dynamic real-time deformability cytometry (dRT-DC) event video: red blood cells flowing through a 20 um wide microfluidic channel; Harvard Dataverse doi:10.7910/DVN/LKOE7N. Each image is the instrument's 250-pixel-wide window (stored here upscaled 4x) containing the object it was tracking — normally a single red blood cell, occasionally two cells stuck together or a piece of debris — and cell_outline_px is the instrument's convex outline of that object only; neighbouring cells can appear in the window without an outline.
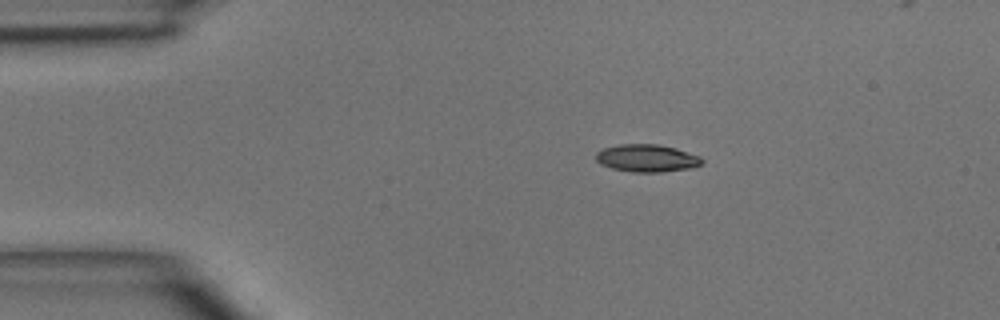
{"species": "common noctule bat (a hibernating species)", "species_latin": "Nyctalus noctula", "temperature_condition": "room temperature", "stored_images_in_passage": 3, "camera_frame_rate_fps": 3000, "um_per_image_px": 0.085, "animal": {"sex": "male", "body_mass_g": 15.6}, "frame": {"image": 1, "passage_image": 1, "time_ms": 0.0, "image_size_px": [1000, 320], "cell_outline_px": [[704, 160], [700, 164], [692, 168], [660, 172], [632, 172], [612, 168], [600, 164], [596, 160], [596, 152], [604, 148], [620, 144], [660, 144], [676, 148], [700, 156]], "centroid_in_image_um": [54.99, 13.44], "position_along_channel_um": 30.0, "area_um2": 17.05}}
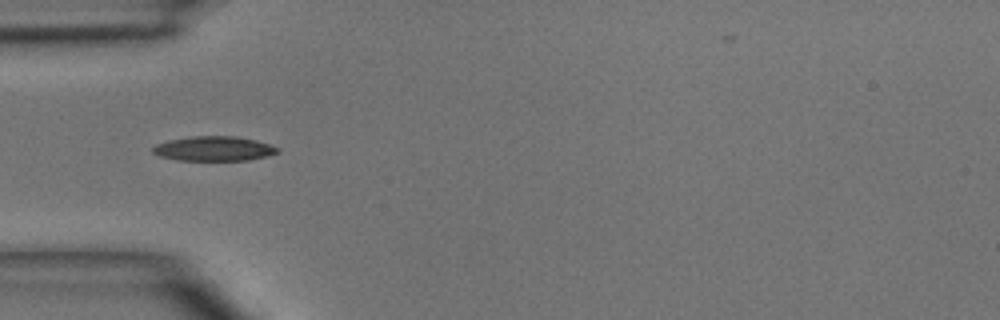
{"frame": {"image": 2, "passage_image": 2, "time_ms": 2.0, "image_size_px": [1000, 320], "cell_outline_px": [[280, 152], [268, 156], [248, 160], [176, 160], [160, 156], [152, 152], [152, 148], [156, 144], [168, 140], [192, 136], [236, 136], [256, 140], [280, 148]], "centroid_in_image_um": [18.19, 12.63], "position_along_channel_um": 66.8, "area_um2": 17.98}}
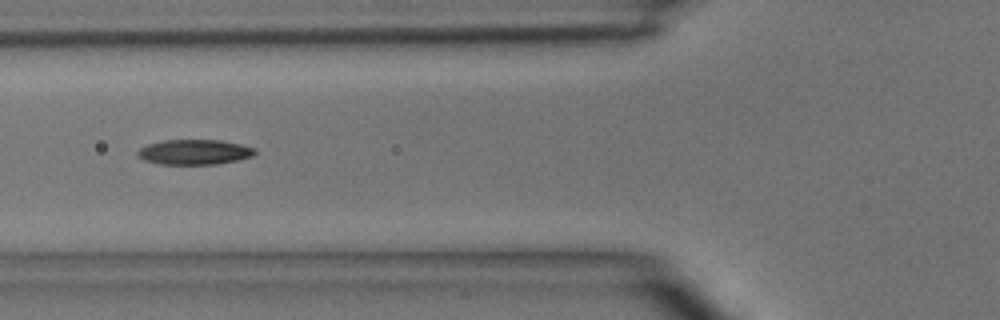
{"frame": {"image": 3, "passage_image": 3, "time_ms": 3.0, "image_size_px": [1000, 320], "cell_outline_px": [[256, 152], [252, 156], [236, 160], [216, 164], [160, 164], [144, 160], [136, 156], [136, 152], [140, 148], [148, 144], [164, 140], [220, 140], [240, 144], [256, 148]], "centroid_in_image_um": [16.5, 12.92], "position_along_channel_um": 109.3, "area_um2": 17.11}}